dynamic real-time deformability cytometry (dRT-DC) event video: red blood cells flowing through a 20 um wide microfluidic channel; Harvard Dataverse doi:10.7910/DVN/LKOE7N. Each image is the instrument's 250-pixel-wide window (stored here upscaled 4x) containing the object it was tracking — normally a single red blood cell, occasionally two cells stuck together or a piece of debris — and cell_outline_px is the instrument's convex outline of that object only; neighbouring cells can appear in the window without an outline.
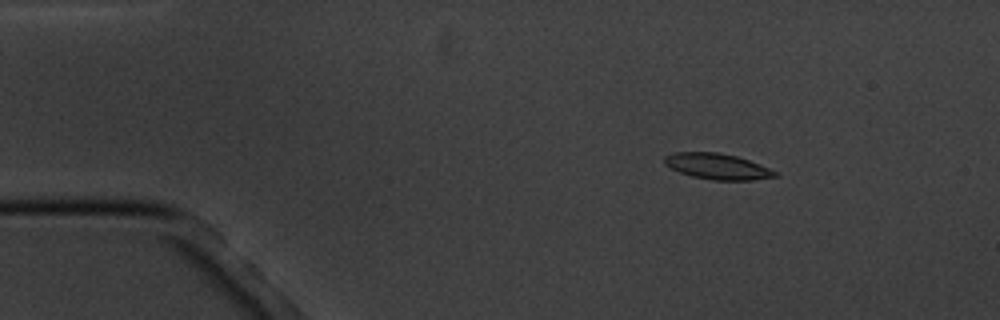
{"species": "common noctule bat (a hibernating species)", "species_latin": "Nyctalus noctula", "temperature_condition": "cold", "stored_images_in_passage": 7, "camera_frame_rate_fps": 3000, "um_per_image_px": 0.085, "animal": {"sex": "male", "body_mass_g": 20.1, "forearm_length_mm": 53.5}, "frame": {"image": 1, "passage_image": 3, "time_ms": 2.333, "image_size_px": [1000, 320], "cell_outline_px": [[780, 176], [752, 180], [712, 180], [692, 176], [680, 172], [664, 164], [664, 156], [676, 152], [720, 152], [736, 156], [748, 160], [780, 172]], "centroid_in_image_um": [61.01, 14.14], "position_along_channel_um": 24.0, "area_um2": 16.7}}
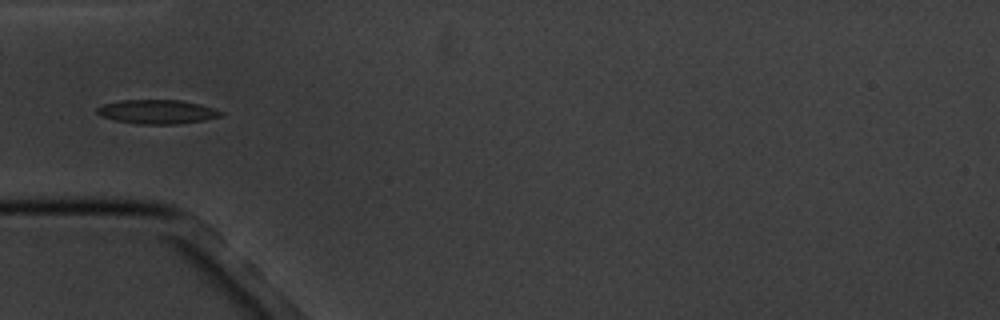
{"frame": {"image": 2, "passage_image": 6, "time_ms": 5.667, "image_size_px": [1000, 320], "cell_outline_px": [[224, 112], [220, 116], [204, 120], [176, 124], [136, 124], [116, 120], [100, 116], [96, 112], [96, 108], [104, 104], [120, 100], [180, 100], [212, 108]], "centroid_in_image_um": [13.31, 9.5], "position_along_channel_um": 71.7, "area_um2": 17.17}}
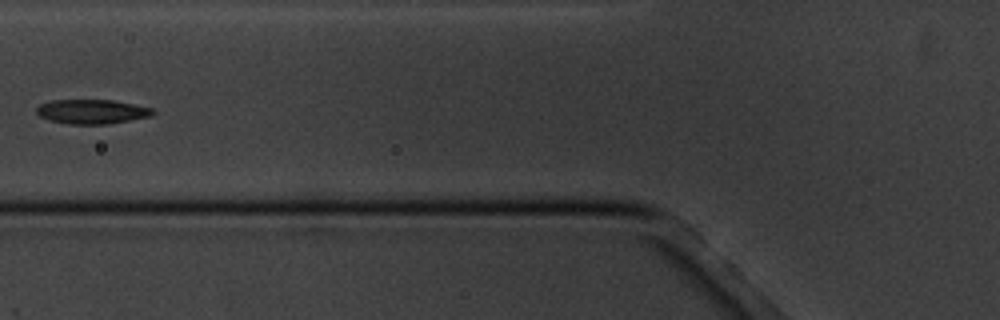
{"frame": {"image": 3, "passage_image": 7, "time_ms": 7.0, "image_size_px": [1000, 320], "cell_outline_px": [[156, 112], [152, 116], [108, 124], [68, 124], [48, 120], [40, 116], [36, 112], [36, 108], [40, 104], [52, 100], [112, 100], [136, 104], [152, 108]], "centroid_in_image_um": [7.83, 9.49], "position_along_channel_um": 118.0, "area_um2": 16.65}}